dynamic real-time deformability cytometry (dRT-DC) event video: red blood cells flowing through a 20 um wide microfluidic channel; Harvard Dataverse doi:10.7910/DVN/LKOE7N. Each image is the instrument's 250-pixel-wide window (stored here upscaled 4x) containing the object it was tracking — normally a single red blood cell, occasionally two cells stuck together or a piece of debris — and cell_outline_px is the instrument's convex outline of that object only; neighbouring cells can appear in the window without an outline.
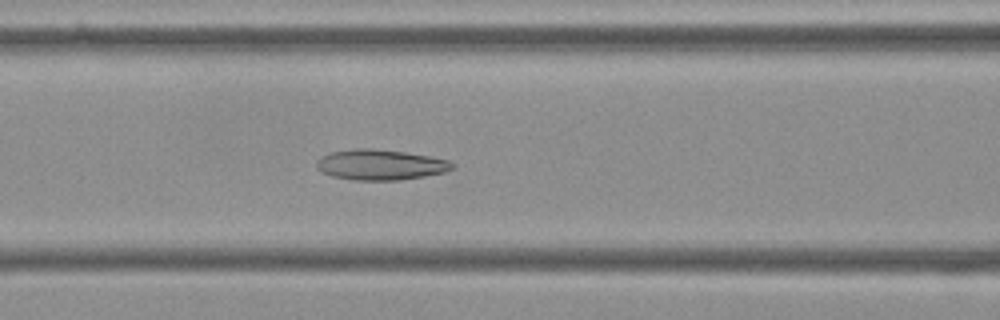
{"species": "Egyptian fruit bat (a non-hibernating species)", "species_latin": "Rousettus aegyptiacus", "temperature_condition": "cold", "stored_images_in_passage": 49, "camera_frame_rate_fps": 3000, "um_per_image_px": 0.085, "frame": {"image": 1, "passage_image": 15, "time_ms": 4.667, "image_size_px": [1000, 320], "cell_outline_px": [[456, 168], [444, 172], [424, 176], [400, 180], [352, 180], [332, 176], [320, 172], [316, 168], [316, 160], [320, 156], [332, 152], [352, 148], [372, 148], [404, 152], [432, 156], [448, 160], [456, 164]], "centroid_in_image_um": [32.32, 14.0], "position_along_channel_um": 134.3, "area_um2": 24.45}}
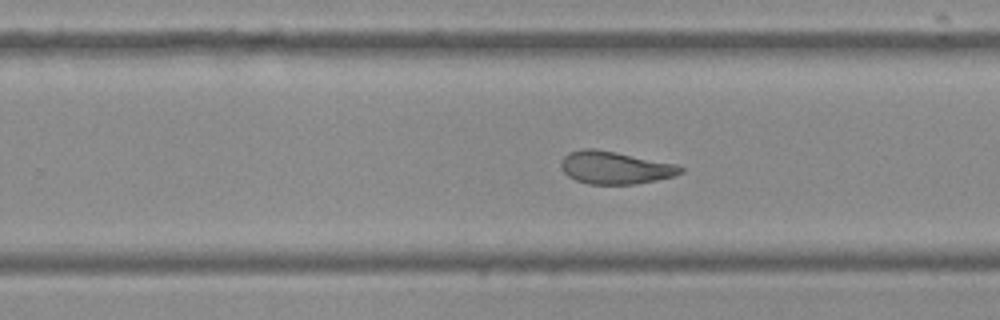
{"frame": {"image": 2, "passage_image": 27, "time_ms": 8.667, "image_size_px": [1000, 320], "cell_outline_px": [[684, 172], [672, 176], [656, 180], [636, 184], [588, 184], [576, 180], [568, 176], [560, 168], [560, 160], [568, 152], [580, 148], [596, 148], [676, 164], [684, 168]], "centroid_in_image_um": [52.23, 14.24], "position_along_channel_um": 277.6, "area_um2": 22.89}}
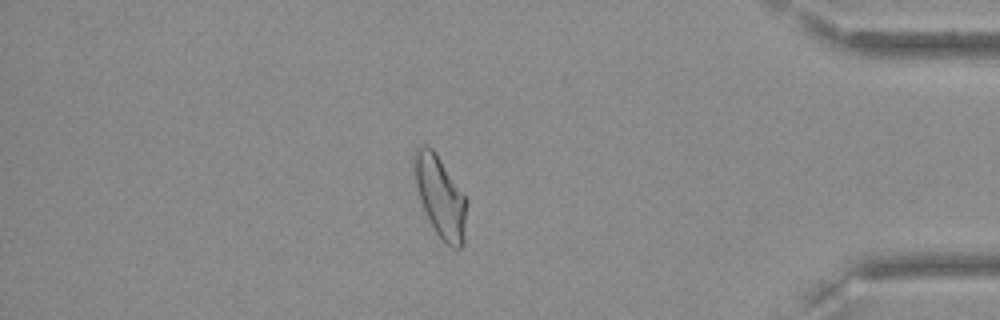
{"frame": {"image": 3, "passage_image": 40, "time_ms": 13.0, "image_size_px": [1000, 320], "cell_outline_px": [[464, 244], [460, 248], [452, 248], [436, 232], [420, 200], [412, 172], [412, 152], [424, 144], [428, 144], [432, 148], [464, 196]], "centroid_in_image_um": [37.34, 16.65], "position_along_channel_um": 397.9, "area_um2": 23.93}}